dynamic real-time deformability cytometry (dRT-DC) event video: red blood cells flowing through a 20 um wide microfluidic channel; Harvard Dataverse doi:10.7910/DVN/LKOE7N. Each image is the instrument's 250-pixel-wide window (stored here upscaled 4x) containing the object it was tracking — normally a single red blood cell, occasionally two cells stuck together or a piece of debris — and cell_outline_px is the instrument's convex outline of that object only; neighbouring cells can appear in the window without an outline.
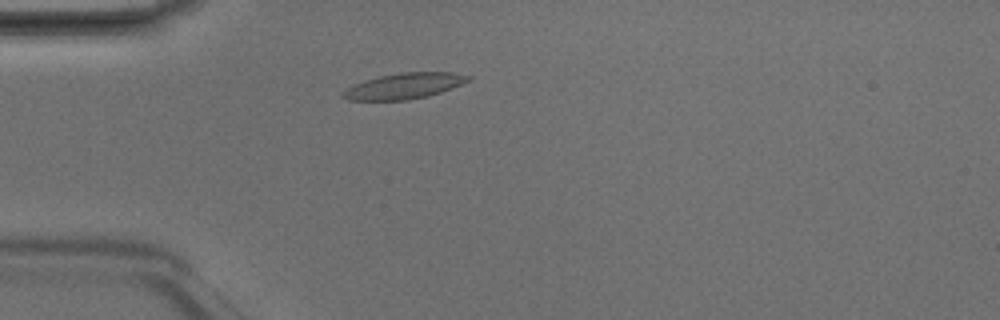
{"species": "Egyptian fruit bat (a non-hibernating species)", "species_latin": "Rousettus aegyptiacus", "temperature_condition": "room temperature", "stored_images_in_passage": 3, "camera_frame_rate_fps": 3000, "um_per_image_px": 0.085, "animal": {"sex": "male"}, "frame": {"image": 1, "passage_image": 3, "time_ms": 0.667, "image_size_px": [1000, 320], "cell_outline_px": [[472, 76], [468, 80], [452, 88], [428, 96], [408, 100], [348, 100], [340, 96], [340, 92], [364, 80], [380, 76], [400, 72], [452, 72]], "centroid_in_image_um": [34.32, 7.31], "position_along_channel_um": 50.7, "area_um2": 18.73}}